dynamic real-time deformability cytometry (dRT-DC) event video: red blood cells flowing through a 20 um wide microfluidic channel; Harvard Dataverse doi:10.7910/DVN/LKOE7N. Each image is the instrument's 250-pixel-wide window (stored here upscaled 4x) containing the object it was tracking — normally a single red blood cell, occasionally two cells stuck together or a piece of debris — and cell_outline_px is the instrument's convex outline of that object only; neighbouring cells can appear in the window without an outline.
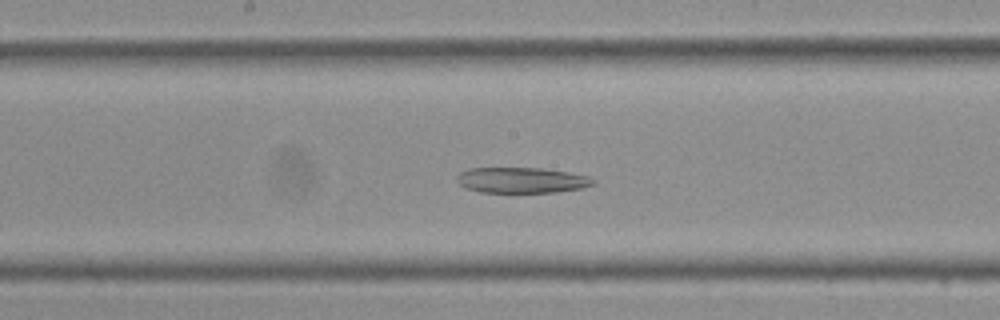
{"species": "Egyptian fruit bat (a non-hibernating species)", "species_latin": "Rousettus aegyptiacus", "temperature_condition": "cold", "stored_images_in_passage": 40, "camera_frame_rate_fps": 3000, "um_per_image_px": 0.085, "frame": {"image": 1, "passage_image": 21, "time_ms": 6.667, "image_size_px": [1000, 320], "cell_outline_px": [[596, 184], [584, 188], [556, 192], [480, 192], [464, 188], [456, 180], [456, 176], [460, 172], [468, 168], [540, 168], [568, 172], [588, 176], [596, 180]], "centroid_in_image_um": [44.35, 15.32], "position_along_channel_um": 203.9, "area_um2": 20.52}}
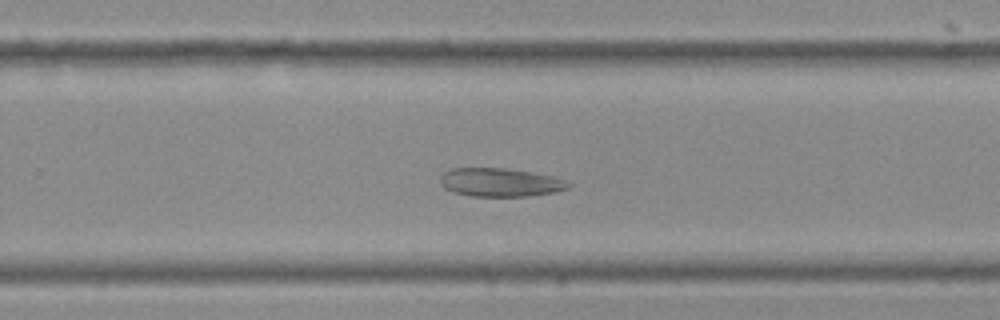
{"frame": {"image": 2, "passage_image": 26, "time_ms": 8.333, "image_size_px": [1000, 320], "cell_outline_px": [[572, 184], [568, 188], [556, 192], [528, 196], [472, 196], [452, 192], [444, 188], [440, 184], [440, 176], [444, 172], [452, 168], [504, 168], [556, 176], [572, 180]], "centroid_in_image_um": [42.57, 15.5], "position_along_channel_um": 287.2, "area_um2": 21.62}}
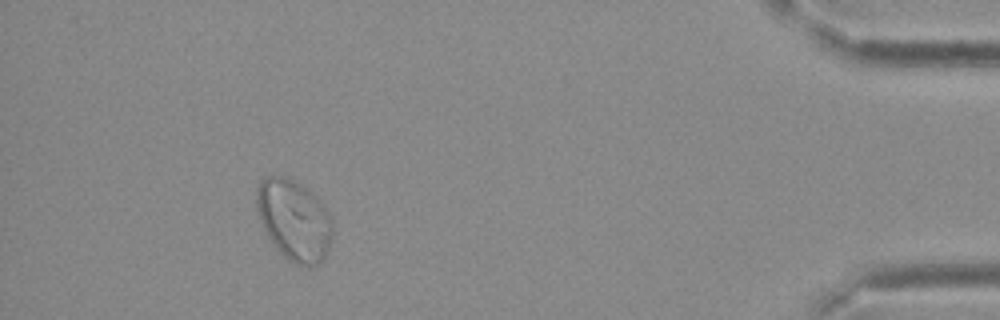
{"frame": {"image": 3, "passage_image": 37, "time_ms": 12.0, "image_size_px": [1000, 320], "cell_outline_px": [[332, 240], [328, 252], [320, 264], [316, 268], [308, 268], [296, 264], [288, 260], [280, 252], [268, 236], [260, 220], [256, 208], [256, 188], [260, 180], [264, 176], [280, 176], [292, 180], [300, 184], [312, 192], [324, 204], [332, 216]], "centroid_in_image_um": [25.03, 18.73], "position_along_channel_um": 410.2, "area_um2": 36.36}}